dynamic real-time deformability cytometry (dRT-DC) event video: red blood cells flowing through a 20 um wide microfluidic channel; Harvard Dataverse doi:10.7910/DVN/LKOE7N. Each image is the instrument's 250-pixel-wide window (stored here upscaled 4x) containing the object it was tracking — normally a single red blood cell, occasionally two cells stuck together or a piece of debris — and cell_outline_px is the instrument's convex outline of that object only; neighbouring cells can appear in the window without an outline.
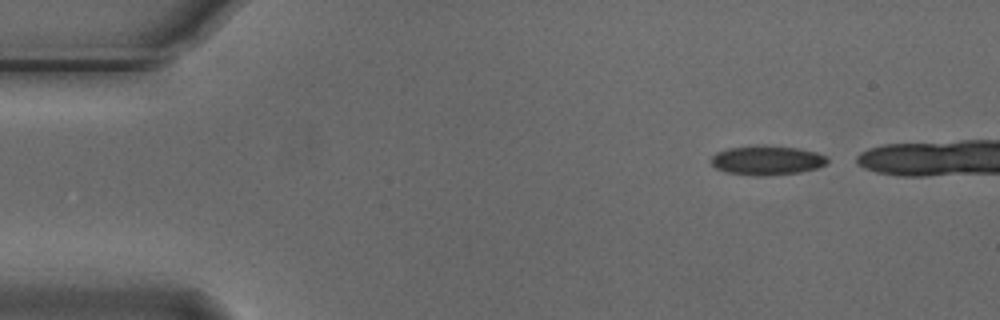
{"species": "Egyptian fruit bat (a non-hibernating species)", "species_latin": "Rousettus aegyptiacus", "temperature_condition": "cold", "stored_images_in_passage": 4, "camera_frame_rate_fps": 3000, "um_per_image_px": 0.085, "animal": {"sex": "male"}, "frame": {"image": 1, "passage_image": 1, "time_ms": 0.0, "image_size_px": [1000, 320], "cell_outline_px": [[828, 164], [820, 168], [800, 172], [764, 176], [756, 176], [724, 172], [716, 168], [712, 164], [712, 156], [716, 152], [728, 148], [756, 144], [760, 144], [796, 148], [816, 152], [828, 156]], "centroid_in_image_um": [65.21, 13.62], "position_along_channel_um": 19.8, "area_um2": 20.29}}